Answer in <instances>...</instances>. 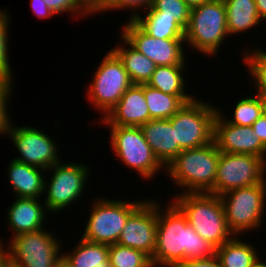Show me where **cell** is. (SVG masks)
<instances>
[{"label": "cell", "mask_w": 266, "mask_h": 267, "mask_svg": "<svg viewBox=\"0 0 266 267\" xmlns=\"http://www.w3.org/2000/svg\"><path fill=\"white\" fill-rule=\"evenodd\" d=\"M157 200L146 199L127 219L118 244L143 251L150 258L156 247Z\"/></svg>", "instance_id": "obj_15"}, {"label": "cell", "mask_w": 266, "mask_h": 267, "mask_svg": "<svg viewBox=\"0 0 266 267\" xmlns=\"http://www.w3.org/2000/svg\"><path fill=\"white\" fill-rule=\"evenodd\" d=\"M101 197L93 201L92 209L81 238L84 240L116 244L128 217L145 201L113 200Z\"/></svg>", "instance_id": "obj_6"}, {"label": "cell", "mask_w": 266, "mask_h": 267, "mask_svg": "<svg viewBox=\"0 0 266 267\" xmlns=\"http://www.w3.org/2000/svg\"><path fill=\"white\" fill-rule=\"evenodd\" d=\"M120 39L125 47L121 44L111 50L118 56L128 72L132 84H147L152 73L156 69V64L145 55L136 50L122 35ZM128 45V48H127Z\"/></svg>", "instance_id": "obj_21"}, {"label": "cell", "mask_w": 266, "mask_h": 267, "mask_svg": "<svg viewBox=\"0 0 266 267\" xmlns=\"http://www.w3.org/2000/svg\"><path fill=\"white\" fill-rule=\"evenodd\" d=\"M109 262L111 267H153L143 251L118 243L109 245Z\"/></svg>", "instance_id": "obj_30"}, {"label": "cell", "mask_w": 266, "mask_h": 267, "mask_svg": "<svg viewBox=\"0 0 266 267\" xmlns=\"http://www.w3.org/2000/svg\"><path fill=\"white\" fill-rule=\"evenodd\" d=\"M186 66H157L147 85L159 89L163 93L176 96H192L187 94L183 72Z\"/></svg>", "instance_id": "obj_27"}, {"label": "cell", "mask_w": 266, "mask_h": 267, "mask_svg": "<svg viewBox=\"0 0 266 267\" xmlns=\"http://www.w3.org/2000/svg\"><path fill=\"white\" fill-rule=\"evenodd\" d=\"M218 108L194 98L169 119L175 129L176 141L183 150L205 146L213 141Z\"/></svg>", "instance_id": "obj_7"}, {"label": "cell", "mask_w": 266, "mask_h": 267, "mask_svg": "<svg viewBox=\"0 0 266 267\" xmlns=\"http://www.w3.org/2000/svg\"><path fill=\"white\" fill-rule=\"evenodd\" d=\"M228 35L223 0H212L190 9L184 38L188 48L192 47L205 56H215Z\"/></svg>", "instance_id": "obj_4"}, {"label": "cell", "mask_w": 266, "mask_h": 267, "mask_svg": "<svg viewBox=\"0 0 266 267\" xmlns=\"http://www.w3.org/2000/svg\"><path fill=\"white\" fill-rule=\"evenodd\" d=\"M151 3L152 0H108V2L98 11V13L100 14L110 10H128L129 8L130 10H133L132 14L129 16V20H134L135 17L140 15V8L141 10H147Z\"/></svg>", "instance_id": "obj_34"}, {"label": "cell", "mask_w": 266, "mask_h": 267, "mask_svg": "<svg viewBox=\"0 0 266 267\" xmlns=\"http://www.w3.org/2000/svg\"><path fill=\"white\" fill-rule=\"evenodd\" d=\"M219 155L212 141L205 146L182 150L165 170L172 182L184 189L181 193H209L215 184Z\"/></svg>", "instance_id": "obj_2"}, {"label": "cell", "mask_w": 266, "mask_h": 267, "mask_svg": "<svg viewBox=\"0 0 266 267\" xmlns=\"http://www.w3.org/2000/svg\"><path fill=\"white\" fill-rule=\"evenodd\" d=\"M190 8L202 5L212 0H183Z\"/></svg>", "instance_id": "obj_41"}, {"label": "cell", "mask_w": 266, "mask_h": 267, "mask_svg": "<svg viewBox=\"0 0 266 267\" xmlns=\"http://www.w3.org/2000/svg\"><path fill=\"white\" fill-rule=\"evenodd\" d=\"M111 149L122 164L137 171L143 179H152L164 170L161 163L154 156L150 145L140 127L109 126Z\"/></svg>", "instance_id": "obj_9"}, {"label": "cell", "mask_w": 266, "mask_h": 267, "mask_svg": "<svg viewBox=\"0 0 266 267\" xmlns=\"http://www.w3.org/2000/svg\"><path fill=\"white\" fill-rule=\"evenodd\" d=\"M170 267H222L216 255L198 260H184L172 264Z\"/></svg>", "instance_id": "obj_36"}, {"label": "cell", "mask_w": 266, "mask_h": 267, "mask_svg": "<svg viewBox=\"0 0 266 267\" xmlns=\"http://www.w3.org/2000/svg\"><path fill=\"white\" fill-rule=\"evenodd\" d=\"M7 170L15 197L40 199L44 195L45 169L12 159Z\"/></svg>", "instance_id": "obj_20"}, {"label": "cell", "mask_w": 266, "mask_h": 267, "mask_svg": "<svg viewBox=\"0 0 266 267\" xmlns=\"http://www.w3.org/2000/svg\"><path fill=\"white\" fill-rule=\"evenodd\" d=\"M3 245V240L0 239V262L6 257V247Z\"/></svg>", "instance_id": "obj_44"}, {"label": "cell", "mask_w": 266, "mask_h": 267, "mask_svg": "<svg viewBox=\"0 0 266 267\" xmlns=\"http://www.w3.org/2000/svg\"><path fill=\"white\" fill-rule=\"evenodd\" d=\"M122 28L121 35L156 66H185L184 39H156L134 20H129Z\"/></svg>", "instance_id": "obj_14"}, {"label": "cell", "mask_w": 266, "mask_h": 267, "mask_svg": "<svg viewBox=\"0 0 266 267\" xmlns=\"http://www.w3.org/2000/svg\"><path fill=\"white\" fill-rule=\"evenodd\" d=\"M72 252L62 254L74 267H102L109 261V245L79 239Z\"/></svg>", "instance_id": "obj_26"}, {"label": "cell", "mask_w": 266, "mask_h": 267, "mask_svg": "<svg viewBox=\"0 0 266 267\" xmlns=\"http://www.w3.org/2000/svg\"><path fill=\"white\" fill-rule=\"evenodd\" d=\"M160 203L157 201L156 247L151 258L153 267H170L184 260L215 255L216 247L195 232L186 215L173 201L162 209Z\"/></svg>", "instance_id": "obj_1"}, {"label": "cell", "mask_w": 266, "mask_h": 267, "mask_svg": "<svg viewBox=\"0 0 266 267\" xmlns=\"http://www.w3.org/2000/svg\"><path fill=\"white\" fill-rule=\"evenodd\" d=\"M83 8L92 16L108 2V0H79ZM92 14V15H91Z\"/></svg>", "instance_id": "obj_39"}, {"label": "cell", "mask_w": 266, "mask_h": 267, "mask_svg": "<svg viewBox=\"0 0 266 267\" xmlns=\"http://www.w3.org/2000/svg\"><path fill=\"white\" fill-rule=\"evenodd\" d=\"M256 49L253 52L245 50L244 54L242 53V61H246L247 70L249 69V75L252 76L251 82L254 88L256 87V94L266 102V51L257 47Z\"/></svg>", "instance_id": "obj_29"}, {"label": "cell", "mask_w": 266, "mask_h": 267, "mask_svg": "<svg viewBox=\"0 0 266 267\" xmlns=\"http://www.w3.org/2000/svg\"><path fill=\"white\" fill-rule=\"evenodd\" d=\"M13 79L0 76V135H6L10 128L11 121L8 114V105L11 94L13 93Z\"/></svg>", "instance_id": "obj_33"}, {"label": "cell", "mask_w": 266, "mask_h": 267, "mask_svg": "<svg viewBox=\"0 0 266 267\" xmlns=\"http://www.w3.org/2000/svg\"><path fill=\"white\" fill-rule=\"evenodd\" d=\"M253 132L260 138L261 142L266 146V112L258 118L252 125Z\"/></svg>", "instance_id": "obj_38"}, {"label": "cell", "mask_w": 266, "mask_h": 267, "mask_svg": "<svg viewBox=\"0 0 266 267\" xmlns=\"http://www.w3.org/2000/svg\"><path fill=\"white\" fill-rule=\"evenodd\" d=\"M150 7L162 13V16L174 18L186 29L191 8L183 0H152Z\"/></svg>", "instance_id": "obj_31"}, {"label": "cell", "mask_w": 266, "mask_h": 267, "mask_svg": "<svg viewBox=\"0 0 266 267\" xmlns=\"http://www.w3.org/2000/svg\"><path fill=\"white\" fill-rule=\"evenodd\" d=\"M8 243L6 257L17 267H56L62 256L61 242L45 228L13 236Z\"/></svg>", "instance_id": "obj_11"}, {"label": "cell", "mask_w": 266, "mask_h": 267, "mask_svg": "<svg viewBox=\"0 0 266 267\" xmlns=\"http://www.w3.org/2000/svg\"><path fill=\"white\" fill-rule=\"evenodd\" d=\"M261 21L266 19V0H255Z\"/></svg>", "instance_id": "obj_40"}, {"label": "cell", "mask_w": 266, "mask_h": 267, "mask_svg": "<svg viewBox=\"0 0 266 267\" xmlns=\"http://www.w3.org/2000/svg\"><path fill=\"white\" fill-rule=\"evenodd\" d=\"M89 165L81 163H64L62 160L46 170H52L50 183L45 178L44 186V204L48 212H60L64 208H69L85 191V183L89 176Z\"/></svg>", "instance_id": "obj_12"}, {"label": "cell", "mask_w": 266, "mask_h": 267, "mask_svg": "<svg viewBox=\"0 0 266 267\" xmlns=\"http://www.w3.org/2000/svg\"><path fill=\"white\" fill-rule=\"evenodd\" d=\"M39 201L35 198L15 197L7 210V225L13 231L12 234L14 233L11 237L45 228L48 210L44 202L42 204Z\"/></svg>", "instance_id": "obj_19"}, {"label": "cell", "mask_w": 266, "mask_h": 267, "mask_svg": "<svg viewBox=\"0 0 266 267\" xmlns=\"http://www.w3.org/2000/svg\"><path fill=\"white\" fill-rule=\"evenodd\" d=\"M140 128L154 156L165 168L183 150L176 141L175 129L169 119L149 120Z\"/></svg>", "instance_id": "obj_18"}, {"label": "cell", "mask_w": 266, "mask_h": 267, "mask_svg": "<svg viewBox=\"0 0 266 267\" xmlns=\"http://www.w3.org/2000/svg\"><path fill=\"white\" fill-rule=\"evenodd\" d=\"M97 67L86 94L88 102L105 117L119 102L125 91L132 85L122 61L112 51H108Z\"/></svg>", "instance_id": "obj_8"}, {"label": "cell", "mask_w": 266, "mask_h": 267, "mask_svg": "<svg viewBox=\"0 0 266 267\" xmlns=\"http://www.w3.org/2000/svg\"><path fill=\"white\" fill-rule=\"evenodd\" d=\"M226 7V22L229 35L244 33L256 25L261 19L255 0H223Z\"/></svg>", "instance_id": "obj_22"}, {"label": "cell", "mask_w": 266, "mask_h": 267, "mask_svg": "<svg viewBox=\"0 0 266 267\" xmlns=\"http://www.w3.org/2000/svg\"><path fill=\"white\" fill-rule=\"evenodd\" d=\"M102 267H111L110 262L108 261L107 263L102 264Z\"/></svg>", "instance_id": "obj_46"}, {"label": "cell", "mask_w": 266, "mask_h": 267, "mask_svg": "<svg viewBox=\"0 0 266 267\" xmlns=\"http://www.w3.org/2000/svg\"><path fill=\"white\" fill-rule=\"evenodd\" d=\"M265 104L266 102L257 94L252 97L242 98L233 108V119L224 118L230 124L251 126L258 118L264 115Z\"/></svg>", "instance_id": "obj_28"}, {"label": "cell", "mask_w": 266, "mask_h": 267, "mask_svg": "<svg viewBox=\"0 0 266 267\" xmlns=\"http://www.w3.org/2000/svg\"><path fill=\"white\" fill-rule=\"evenodd\" d=\"M44 2L56 15L66 12L74 14L73 17H86L90 15L80 4L79 0H44Z\"/></svg>", "instance_id": "obj_35"}, {"label": "cell", "mask_w": 266, "mask_h": 267, "mask_svg": "<svg viewBox=\"0 0 266 267\" xmlns=\"http://www.w3.org/2000/svg\"><path fill=\"white\" fill-rule=\"evenodd\" d=\"M227 226L234 236L263 226L266 180L253 186L230 190L220 196Z\"/></svg>", "instance_id": "obj_5"}, {"label": "cell", "mask_w": 266, "mask_h": 267, "mask_svg": "<svg viewBox=\"0 0 266 267\" xmlns=\"http://www.w3.org/2000/svg\"><path fill=\"white\" fill-rule=\"evenodd\" d=\"M56 267H74L63 255L57 261Z\"/></svg>", "instance_id": "obj_42"}, {"label": "cell", "mask_w": 266, "mask_h": 267, "mask_svg": "<svg viewBox=\"0 0 266 267\" xmlns=\"http://www.w3.org/2000/svg\"><path fill=\"white\" fill-rule=\"evenodd\" d=\"M7 10L0 9V76L13 79V71L9 63L8 32L11 22Z\"/></svg>", "instance_id": "obj_32"}, {"label": "cell", "mask_w": 266, "mask_h": 267, "mask_svg": "<svg viewBox=\"0 0 266 267\" xmlns=\"http://www.w3.org/2000/svg\"><path fill=\"white\" fill-rule=\"evenodd\" d=\"M146 14L138 15L134 21L149 35L159 39H184L185 29L174 19L149 7Z\"/></svg>", "instance_id": "obj_24"}, {"label": "cell", "mask_w": 266, "mask_h": 267, "mask_svg": "<svg viewBox=\"0 0 266 267\" xmlns=\"http://www.w3.org/2000/svg\"><path fill=\"white\" fill-rule=\"evenodd\" d=\"M173 202L186 215L188 223L216 248L234 235L230 232L220 196L210 193H179Z\"/></svg>", "instance_id": "obj_3"}, {"label": "cell", "mask_w": 266, "mask_h": 267, "mask_svg": "<svg viewBox=\"0 0 266 267\" xmlns=\"http://www.w3.org/2000/svg\"><path fill=\"white\" fill-rule=\"evenodd\" d=\"M0 267H17L13 262H11L7 257H5L0 262Z\"/></svg>", "instance_id": "obj_43"}, {"label": "cell", "mask_w": 266, "mask_h": 267, "mask_svg": "<svg viewBox=\"0 0 266 267\" xmlns=\"http://www.w3.org/2000/svg\"><path fill=\"white\" fill-rule=\"evenodd\" d=\"M19 152L14 160L47 170L61 161L58 156V145L50 135L37 127L10 125L6 133Z\"/></svg>", "instance_id": "obj_13"}, {"label": "cell", "mask_w": 266, "mask_h": 267, "mask_svg": "<svg viewBox=\"0 0 266 267\" xmlns=\"http://www.w3.org/2000/svg\"><path fill=\"white\" fill-rule=\"evenodd\" d=\"M221 110L215 116L213 141L220 152L252 154L266 160V146L253 132L251 126L227 122Z\"/></svg>", "instance_id": "obj_16"}, {"label": "cell", "mask_w": 266, "mask_h": 267, "mask_svg": "<svg viewBox=\"0 0 266 267\" xmlns=\"http://www.w3.org/2000/svg\"><path fill=\"white\" fill-rule=\"evenodd\" d=\"M144 96L149 109V120L170 119L195 96H176L144 84Z\"/></svg>", "instance_id": "obj_23"}, {"label": "cell", "mask_w": 266, "mask_h": 267, "mask_svg": "<svg viewBox=\"0 0 266 267\" xmlns=\"http://www.w3.org/2000/svg\"><path fill=\"white\" fill-rule=\"evenodd\" d=\"M100 120L106 126L140 127L147 123L149 109L144 96V84H132L119 102Z\"/></svg>", "instance_id": "obj_17"}, {"label": "cell", "mask_w": 266, "mask_h": 267, "mask_svg": "<svg viewBox=\"0 0 266 267\" xmlns=\"http://www.w3.org/2000/svg\"><path fill=\"white\" fill-rule=\"evenodd\" d=\"M30 7L33 13L41 19L53 17L56 14L49 9L44 0H31Z\"/></svg>", "instance_id": "obj_37"}, {"label": "cell", "mask_w": 266, "mask_h": 267, "mask_svg": "<svg viewBox=\"0 0 266 267\" xmlns=\"http://www.w3.org/2000/svg\"><path fill=\"white\" fill-rule=\"evenodd\" d=\"M258 250L252 244L233 236L216 248L215 255L222 267H251L259 258Z\"/></svg>", "instance_id": "obj_25"}, {"label": "cell", "mask_w": 266, "mask_h": 267, "mask_svg": "<svg viewBox=\"0 0 266 267\" xmlns=\"http://www.w3.org/2000/svg\"><path fill=\"white\" fill-rule=\"evenodd\" d=\"M266 160L256 155L220 152L215 184L210 194H222L266 180Z\"/></svg>", "instance_id": "obj_10"}, {"label": "cell", "mask_w": 266, "mask_h": 267, "mask_svg": "<svg viewBox=\"0 0 266 267\" xmlns=\"http://www.w3.org/2000/svg\"><path fill=\"white\" fill-rule=\"evenodd\" d=\"M262 259H258L251 267H266V261H261ZM265 262V263H264Z\"/></svg>", "instance_id": "obj_45"}]
</instances>
